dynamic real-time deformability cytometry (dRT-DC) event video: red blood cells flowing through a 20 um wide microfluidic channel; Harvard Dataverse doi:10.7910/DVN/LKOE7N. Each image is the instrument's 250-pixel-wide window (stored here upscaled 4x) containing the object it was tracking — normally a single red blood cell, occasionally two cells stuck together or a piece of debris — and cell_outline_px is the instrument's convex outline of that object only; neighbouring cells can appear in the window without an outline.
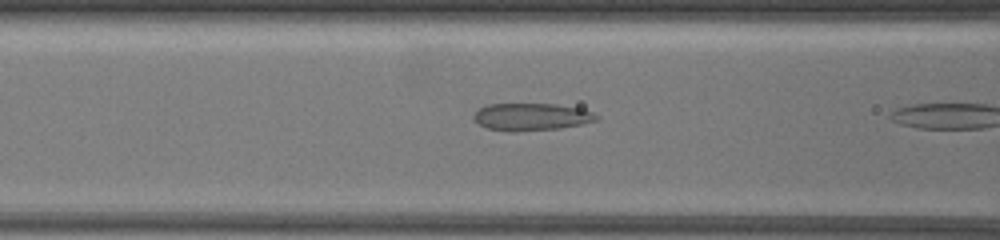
{"species": "common noctule bat (a hibernating species)", "species_latin": "Nyctalus noctula", "temperature_condition": "warm", "stored_images_in_passage": 8, "camera_frame_rate_fps": 3000, "um_per_image_px": 0.085, "animal": {"sex": "female", "body_mass_g": 19.5, "forearm_length_mm": 54.1}, "frame": {"image": 1, "passage_image": 7, "time_ms": 1.333, "image_size_px": [1000, 240], "cell_outline_px": [[600, 116], [596, 120], [580, 124], [560, 128], [516, 132], [512, 132], [488, 128], [480, 124], [472, 116], [484, 104], [556, 104], [580, 108], [592, 112]], "centroid_in_image_um": [45.16, 9.93], "position_along_channel_um": 121.4, "area_um2": 19.48}}